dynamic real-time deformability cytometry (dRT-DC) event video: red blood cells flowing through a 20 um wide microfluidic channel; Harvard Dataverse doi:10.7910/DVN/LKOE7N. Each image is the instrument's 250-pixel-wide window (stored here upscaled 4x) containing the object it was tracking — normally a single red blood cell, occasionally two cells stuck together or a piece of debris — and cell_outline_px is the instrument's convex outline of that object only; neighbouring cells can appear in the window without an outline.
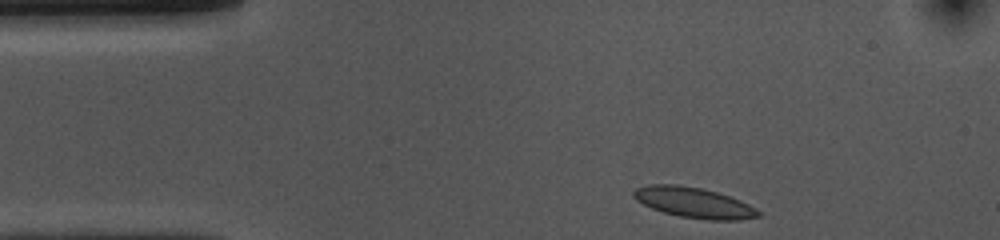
{"species": "common noctule bat (a hibernating species)", "species_latin": "Nyctalus noctula", "temperature_condition": "cold", "stored_images_in_passage": 35, "camera_frame_rate_fps": 3000, "um_per_image_px": 0.085, "animal": {"sex": "female", "body_mass_g": 10.0, "forearm_length_mm": 53.1}, "frame": {"image": 1, "passage_image": 1, "time_ms": 0.0, "image_size_px": [1000, 240], "cell_outline_px": [[760, 216], [740, 220], [708, 220], [680, 216], [664, 212], [652, 208], [636, 200], [632, 196], [632, 192], [636, 188], [648, 184], [676, 184], [700, 188], [716, 192], [740, 200], [756, 208], [760, 212]], "centroid_in_image_um": [58.96, 17.22], "position_along_channel_um": 26.0, "area_um2": 22.02}}
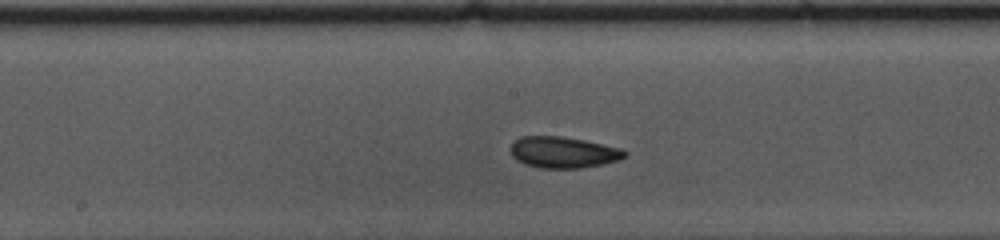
{"frame": {"image": 2, "passage_image": 19, "time_ms": 6.0, "image_size_px": [1000, 240], "cell_outline_px": [[628, 152], [620, 160], [580, 168], [540, 168], [524, 164], [516, 160], [512, 156], [512, 144], [520, 136], [560, 136], [584, 140], [620, 148]], "centroid_in_image_um": [47.86, 12.95], "position_along_channel_um": 200.3, "area_um2": 20.63}}
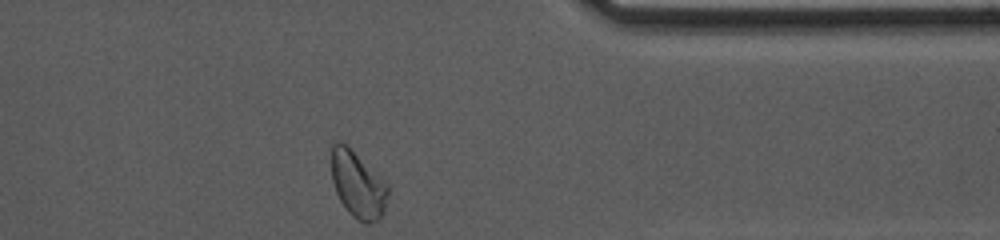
{"frame": {"image": 3, "passage_image": 35, "time_ms": 11.333, "image_size_px": [1000, 240], "cell_outline_px": [[388, 192], [384, 212], [376, 220], [368, 224], [364, 224], [352, 216], [348, 212], [340, 200], [336, 192], [332, 180], [332, 144], [336, 140], [340, 140], [384, 180], [388, 184]], "centroid_in_image_um": [30.41, 15.72], "position_along_channel_um": 381.0, "area_um2": 21.56}, "authors_computed_cell_mechanics": {"area_um2": 20.519, "velocity_mm_per_s": 3.6792, "shape_relaxation_time_tau1_ms": 4.9587, "shape_relaxation_time_tau2_ms": 2.9392, "deformation_change_tau1": 0.1366, "deformation_change_tau2": 0.0709}}